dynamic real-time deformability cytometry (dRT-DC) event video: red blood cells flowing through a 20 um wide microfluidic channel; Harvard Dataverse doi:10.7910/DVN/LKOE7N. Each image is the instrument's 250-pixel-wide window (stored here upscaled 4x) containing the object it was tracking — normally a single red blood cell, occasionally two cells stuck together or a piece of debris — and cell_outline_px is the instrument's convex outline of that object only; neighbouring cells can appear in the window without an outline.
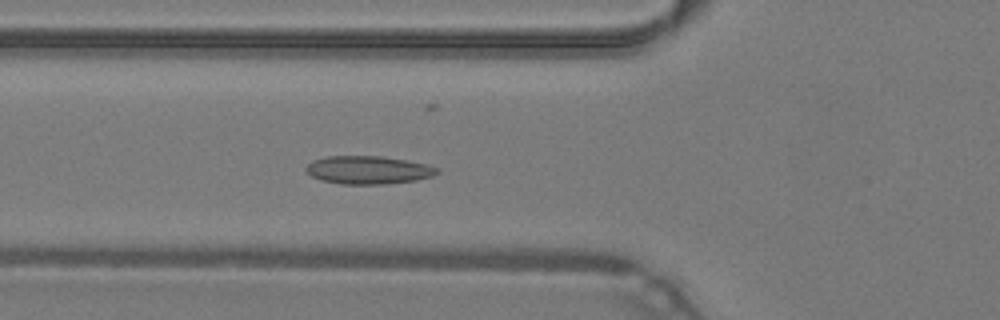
{"species": "common noctule bat (a hibernating species)", "species_latin": "Nyctalus noctula", "temperature_condition": "warm", "stored_images_in_passage": 33, "camera_frame_rate_fps": 3000, "um_per_image_px": 0.085, "animal": {"sex": "male", "body_mass_g": 19.2, "forearm_length_mm": 51.8}, "frame": {"image": 1, "passage_image": 15, "time_ms": 4.667, "image_size_px": [1000, 320], "cell_outline_px": [[440, 172], [432, 176], [416, 180], [384, 184], [340, 184], [320, 180], [312, 176], [304, 168], [312, 160], [324, 156], [380, 156], [428, 164], [440, 168]], "centroid_in_image_um": [31.3, 14.44], "position_along_channel_um": 94.5, "area_um2": 21.56}}
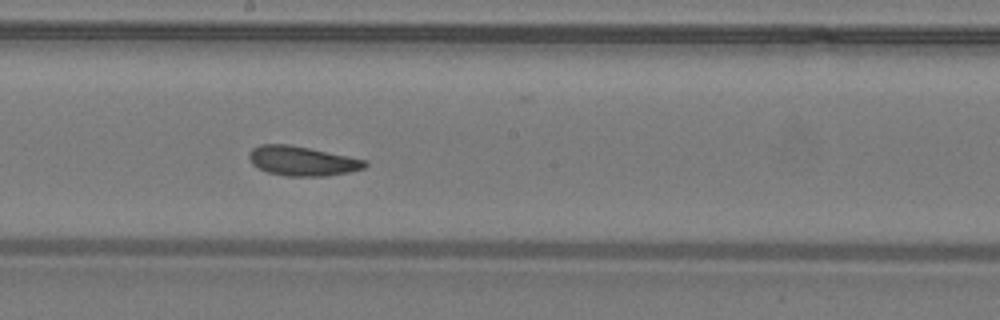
{"frame": {"image": 2, "passage_image": 24, "time_ms": 7.667, "image_size_px": [1000, 320], "cell_outline_px": [[368, 164], [364, 168], [348, 172], [328, 176], [284, 176], [268, 172], [252, 164], [248, 156], [248, 152], [252, 148], [260, 144], [288, 144], [368, 160]], "centroid_in_image_um": [25.68, 13.68], "position_along_channel_um": 222.5, "area_um2": 19.94}}
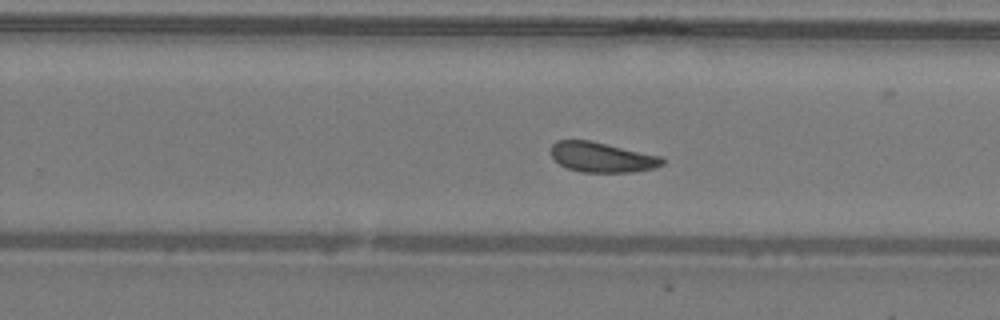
{"frame": {"image": 3, "passage_image": 28, "time_ms": 9.0, "image_size_px": [1000, 320], "cell_outline_px": [[664, 164], [652, 168], [632, 172], [580, 172], [568, 168], [560, 164], [552, 156], [552, 144], [556, 140], [592, 140], [664, 156]], "centroid_in_image_um": [51.21, 13.35], "position_along_channel_um": 278.6, "area_um2": 19.65}, "authors_computed_cell_mechanics": {"area_um2": 20.3456, "velocity_mm_per_s": 4.2489, "shape_relaxation_time_tau1_ms": null, "shape_relaxation_time_tau2_ms": 3.6452, "deformation_change_tau1": null, "deformation_change_tau2": 0.0831}}